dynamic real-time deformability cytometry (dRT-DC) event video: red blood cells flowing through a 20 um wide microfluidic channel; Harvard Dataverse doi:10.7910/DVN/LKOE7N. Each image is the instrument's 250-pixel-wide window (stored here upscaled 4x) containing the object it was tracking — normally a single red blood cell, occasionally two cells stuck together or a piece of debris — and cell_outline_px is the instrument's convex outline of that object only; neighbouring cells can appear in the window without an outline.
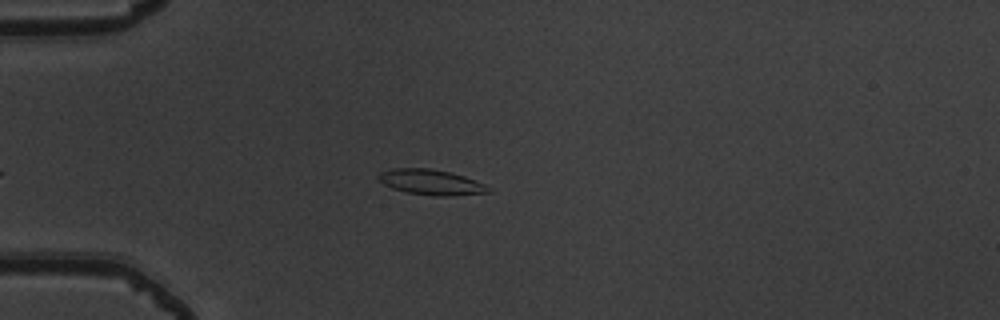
{"species": "common noctule bat (a hibernating species)", "species_latin": "Nyctalus noctula", "temperature_condition": "warm", "stored_images_in_passage": 37, "camera_frame_rate_fps": 3000, "um_per_image_px": 0.085, "animal": {"sex": "male", "body_mass_g": 19.5, "forearm_length_mm": 54.6}, "frame": {"image": 1, "passage_image": 3, "time_ms": 0.667, "image_size_px": [1000, 320], "cell_outline_px": [[492, 192], [448, 196], [436, 196], [408, 192], [392, 188], [384, 184], [376, 176], [380, 172], [392, 168], [432, 168], [464, 176], [484, 184]], "centroid_in_image_um": [36.61, 15.48], "position_along_channel_um": 48.4, "area_um2": 16.07}}
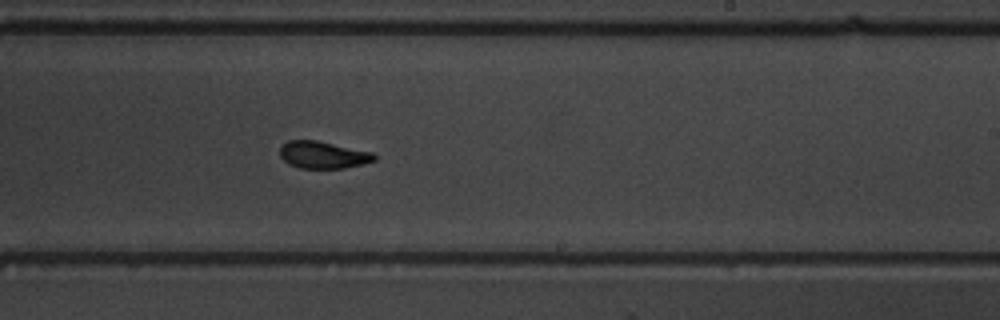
{"frame": {"image": 2, "passage_image": 21, "time_ms": 6.667, "image_size_px": [1000, 320], "cell_outline_px": [[376, 160], [364, 164], [344, 168], [300, 168], [288, 164], [280, 156], [280, 148], [288, 140], [316, 140], [372, 152], [376, 156]], "centroid_in_image_um": [27.46, 13.17], "position_along_channel_um": 261.5, "area_um2": 14.91}}
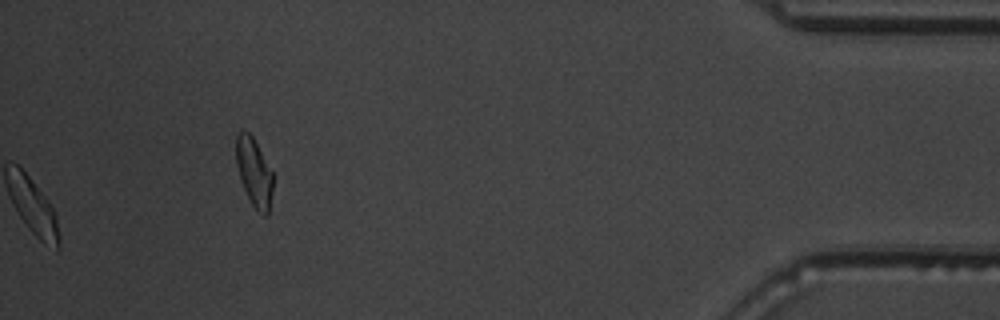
{"frame": {"image": 3, "passage_image": 37, "time_ms": 12.0, "image_size_px": [1000, 320], "cell_outline_px": [[276, 176], [268, 216], [264, 216], [252, 204], [240, 180], [236, 164], [236, 136], [240, 132], [248, 132], [252, 136]], "centroid_in_image_um": [21.65, 14.67], "position_along_channel_um": 413.6, "area_um2": 14.97}, "authors_computed_cell_mechanics": {"area_um2": 15.4326, "velocity_mm_per_s": 3.8898, "shape_relaxation_time_tau1_ms": 3.3425, "shape_relaxation_time_tau2_ms": 1.3484, "deformation_change_tau1": 0.1675, "deformation_change_tau2": 0.0735}}